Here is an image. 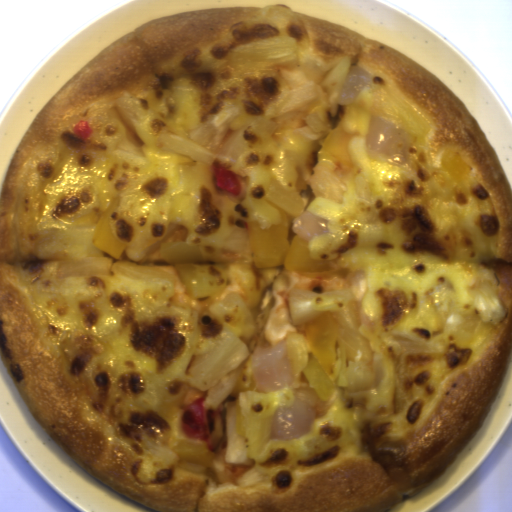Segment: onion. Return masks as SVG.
Masks as SVG:
<instances>
[{
  "label": "onion",
  "instance_id": "onion-1",
  "mask_svg": "<svg viewBox=\"0 0 512 512\" xmlns=\"http://www.w3.org/2000/svg\"><path fill=\"white\" fill-rule=\"evenodd\" d=\"M250 351L237 334L225 332L222 340L205 354L196 356L187 370L188 385L206 391L204 407L217 409L233 392Z\"/></svg>",
  "mask_w": 512,
  "mask_h": 512
},
{
  "label": "onion",
  "instance_id": "onion-2",
  "mask_svg": "<svg viewBox=\"0 0 512 512\" xmlns=\"http://www.w3.org/2000/svg\"><path fill=\"white\" fill-rule=\"evenodd\" d=\"M96 227L40 231L36 239L37 258L55 261L56 278L113 275L112 257L95 246Z\"/></svg>",
  "mask_w": 512,
  "mask_h": 512
},
{
  "label": "onion",
  "instance_id": "onion-3",
  "mask_svg": "<svg viewBox=\"0 0 512 512\" xmlns=\"http://www.w3.org/2000/svg\"><path fill=\"white\" fill-rule=\"evenodd\" d=\"M368 289L367 274L356 269L350 280V287L330 291H306L290 289L287 306L294 327L302 326L325 312L336 313L342 326L356 331L361 325L373 331L372 318L364 313L362 299Z\"/></svg>",
  "mask_w": 512,
  "mask_h": 512
},
{
  "label": "onion",
  "instance_id": "onion-4",
  "mask_svg": "<svg viewBox=\"0 0 512 512\" xmlns=\"http://www.w3.org/2000/svg\"><path fill=\"white\" fill-rule=\"evenodd\" d=\"M239 113V106L225 104L201 127L193 129L187 137L161 131L158 139L167 150L186 156L198 163L212 165L215 158L225 164L234 161L246 147L243 130H231L230 123Z\"/></svg>",
  "mask_w": 512,
  "mask_h": 512
},
{
  "label": "onion",
  "instance_id": "onion-5",
  "mask_svg": "<svg viewBox=\"0 0 512 512\" xmlns=\"http://www.w3.org/2000/svg\"><path fill=\"white\" fill-rule=\"evenodd\" d=\"M250 364L256 388L261 392L270 394L293 384V364L285 341L280 340L272 346L253 349Z\"/></svg>",
  "mask_w": 512,
  "mask_h": 512
},
{
  "label": "onion",
  "instance_id": "onion-6",
  "mask_svg": "<svg viewBox=\"0 0 512 512\" xmlns=\"http://www.w3.org/2000/svg\"><path fill=\"white\" fill-rule=\"evenodd\" d=\"M317 416L315 408L294 398L291 405L275 409L271 419L270 439L295 440L309 434Z\"/></svg>",
  "mask_w": 512,
  "mask_h": 512
},
{
  "label": "onion",
  "instance_id": "onion-7",
  "mask_svg": "<svg viewBox=\"0 0 512 512\" xmlns=\"http://www.w3.org/2000/svg\"><path fill=\"white\" fill-rule=\"evenodd\" d=\"M366 143L377 153H384L394 161H402L408 154V136L401 124L373 114L368 127Z\"/></svg>",
  "mask_w": 512,
  "mask_h": 512
},
{
  "label": "onion",
  "instance_id": "onion-8",
  "mask_svg": "<svg viewBox=\"0 0 512 512\" xmlns=\"http://www.w3.org/2000/svg\"><path fill=\"white\" fill-rule=\"evenodd\" d=\"M316 98V87L314 83L306 82L279 94L277 97H272L268 107L264 110L263 116L265 119H276L286 112L304 109L314 102Z\"/></svg>",
  "mask_w": 512,
  "mask_h": 512
},
{
  "label": "onion",
  "instance_id": "onion-9",
  "mask_svg": "<svg viewBox=\"0 0 512 512\" xmlns=\"http://www.w3.org/2000/svg\"><path fill=\"white\" fill-rule=\"evenodd\" d=\"M308 185L315 197L331 199L343 205L347 188L343 181L326 167L316 166L308 180Z\"/></svg>",
  "mask_w": 512,
  "mask_h": 512
},
{
  "label": "onion",
  "instance_id": "onion-10",
  "mask_svg": "<svg viewBox=\"0 0 512 512\" xmlns=\"http://www.w3.org/2000/svg\"><path fill=\"white\" fill-rule=\"evenodd\" d=\"M114 111L125 123L129 134L134 139H139L136 134L139 121L145 118L144 111L140 108V102L136 94L124 92L113 98ZM140 140V139H139Z\"/></svg>",
  "mask_w": 512,
  "mask_h": 512
},
{
  "label": "onion",
  "instance_id": "onion-11",
  "mask_svg": "<svg viewBox=\"0 0 512 512\" xmlns=\"http://www.w3.org/2000/svg\"><path fill=\"white\" fill-rule=\"evenodd\" d=\"M370 78L371 75L367 68L350 63L347 75L336 98L337 104L352 105L366 88Z\"/></svg>",
  "mask_w": 512,
  "mask_h": 512
},
{
  "label": "onion",
  "instance_id": "onion-12",
  "mask_svg": "<svg viewBox=\"0 0 512 512\" xmlns=\"http://www.w3.org/2000/svg\"><path fill=\"white\" fill-rule=\"evenodd\" d=\"M291 226L295 235L306 241L322 234H328L329 229L325 217L308 210H304L293 218Z\"/></svg>",
  "mask_w": 512,
  "mask_h": 512
}]
</instances>
